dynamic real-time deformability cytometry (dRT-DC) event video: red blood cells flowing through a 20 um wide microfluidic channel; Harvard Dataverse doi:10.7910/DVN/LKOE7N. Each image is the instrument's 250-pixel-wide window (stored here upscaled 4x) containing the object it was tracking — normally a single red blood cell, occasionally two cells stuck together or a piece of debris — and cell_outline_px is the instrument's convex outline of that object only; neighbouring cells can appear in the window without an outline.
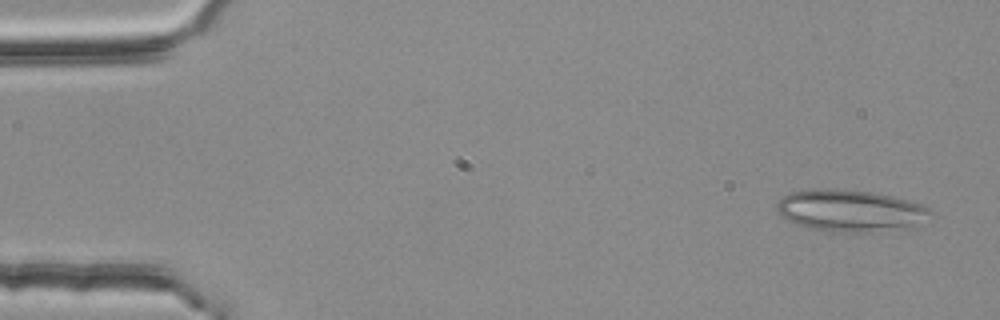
{"species": "common noctule bat (a hibernating species)", "species_latin": "Nyctalus noctula", "temperature_condition": "room temperature", "stored_images_in_passage": 54, "camera_frame_rate_fps": 3000, "um_per_image_px": 0.085, "animal": {"sex": "female", "body_mass_g": 25.1}, "frame": {"image": 1, "passage_image": 3, "time_ms": 0.667, "image_size_px": [1000, 320], "cell_outline_px": [[936, 216], [912, 224], [864, 232], [856, 232], [812, 228], [788, 220], [776, 208], [776, 204], [788, 192], [812, 188], [872, 192], [892, 196], [908, 200], [920, 204], [928, 208]], "centroid_in_image_um": [72.25, 17.86], "position_along_channel_um": 12.8, "area_um2": 36.07}}
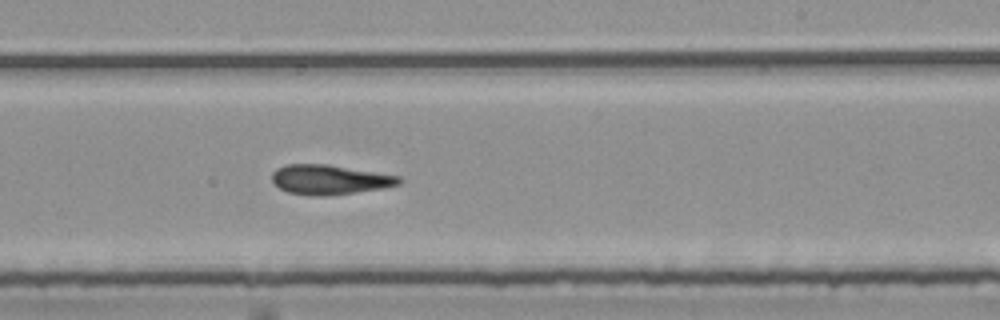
{"frame": {"image": 2, "passage_image": 33, "time_ms": 10.667, "image_size_px": [1000, 320], "cell_outline_px": [[404, 180], [400, 184], [384, 188], [328, 196], [312, 196], [288, 192], [280, 188], [272, 180], [272, 172], [276, 168], [288, 164], [328, 164], [400, 176]], "centroid_in_image_um": [28.04, 15.27], "position_along_channel_um": 261.0, "area_um2": 22.08}}
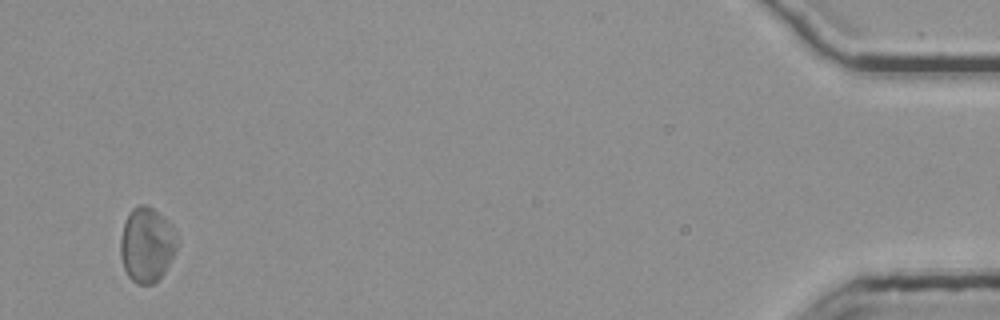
{"frame": {"image": 3, "passage_image": 53, "time_ms": 17.333, "image_size_px": [1000, 320], "cell_outline_px": [[180, 240], [164, 272], [152, 284], [136, 284], [128, 276], [124, 268], [120, 256], [120, 240], [124, 224], [128, 212], [132, 208], [140, 204], [148, 204], [164, 216], [172, 224]], "centroid_in_image_um": [12.48, 20.75], "position_along_channel_um": 422.7, "area_um2": 24.97}}